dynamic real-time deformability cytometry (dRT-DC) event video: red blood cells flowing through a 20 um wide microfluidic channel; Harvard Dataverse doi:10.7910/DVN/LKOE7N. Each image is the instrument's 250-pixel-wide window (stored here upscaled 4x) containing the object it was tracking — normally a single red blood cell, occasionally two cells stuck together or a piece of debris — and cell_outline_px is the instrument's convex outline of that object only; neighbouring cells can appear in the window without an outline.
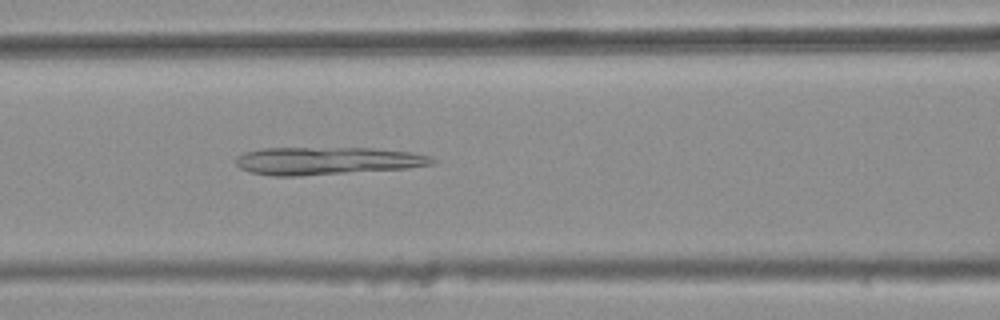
{"species": "common noctule bat (a hibernating species)", "species_latin": "Nyctalus noctula", "temperature_condition": "warm", "stored_images_in_passage": 46, "camera_frame_rate_fps": 3000, "um_per_image_px": 0.085, "animal": {"sex": "female", "body_mass_g": 25.1}, "frame": {"image": 1, "passage_image": 22, "time_ms": 7.0, "image_size_px": [1000, 320], "cell_outline_px": [[436, 160], [432, 164], [404, 168], [300, 176], [272, 176], [248, 172], [240, 168], [236, 164], [236, 156], [244, 152], [260, 148], [372, 148], [412, 152], [428, 156]], "centroid_in_image_um": [27.71, 13.67], "position_along_channel_um": 138.9, "area_um2": 31.62}}
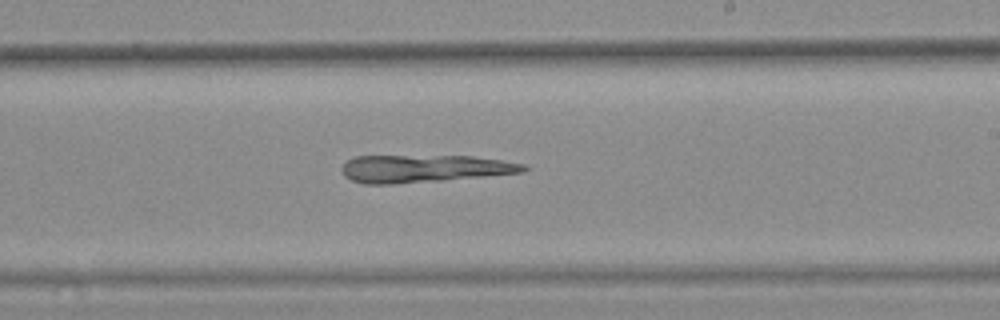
{"frame": {"image": 2, "passage_image": 31, "time_ms": 10.0, "image_size_px": [1000, 320], "cell_outline_px": [[532, 168], [524, 172], [444, 180], [396, 184], [364, 184], [352, 180], [344, 176], [340, 168], [348, 160], [356, 156], [472, 156], [500, 160], [524, 164]], "centroid_in_image_um": [36.05, 14.33], "position_along_channel_um": 253.0, "area_um2": 29.25}}
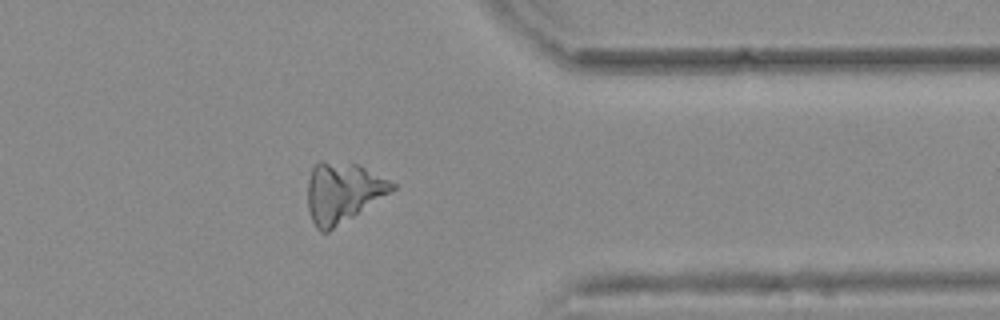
{"frame": {"image": 3, "passage_image": 42, "time_ms": 13.667, "image_size_px": [1000, 320], "cell_outline_px": [[396, 188], [328, 232], [320, 232], [316, 228], [312, 220], [308, 208], [308, 180], [312, 168], [320, 160], [324, 160], [360, 164], [396, 184]], "centroid_in_image_um": [29.11, 16.33], "position_along_channel_um": 382.3, "area_um2": 29.36}}